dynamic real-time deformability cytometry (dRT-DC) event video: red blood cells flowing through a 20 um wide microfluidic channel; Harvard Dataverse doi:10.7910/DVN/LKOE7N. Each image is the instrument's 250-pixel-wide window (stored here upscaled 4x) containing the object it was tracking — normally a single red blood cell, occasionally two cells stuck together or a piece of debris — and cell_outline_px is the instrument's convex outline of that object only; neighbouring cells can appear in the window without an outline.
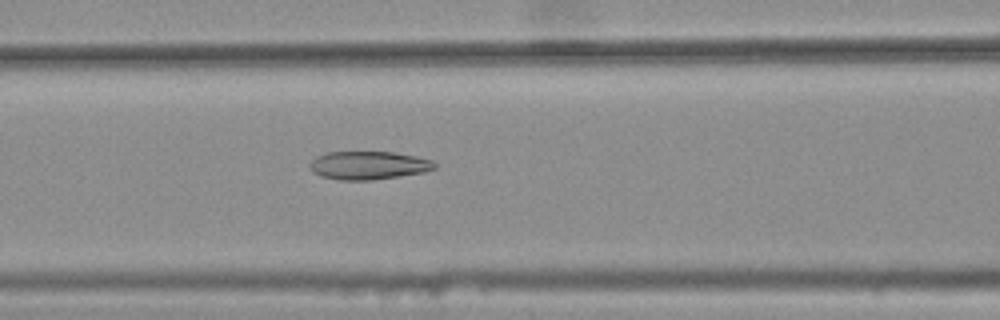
{"species": "common noctule bat (a hibernating species)", "species_latin": "Nyctalus noctula", "temperature_condition": "warm", "stored_images_in_passage": 46, "camera_frame_rate_fps": 3000, "um_per_image_px": 0.085, "animal": {"sex": "female", "body_mass_g": 25.1}, "frame": {"image": 1, "passage_image": 22, "time_ms": 7.0, "image_size_px": [1000, 320], "cell_outline_px": [[436, 168], [424, 172], [372, 180], [340, 180], [320, 176], [312, 172], [308, 164], [316, 156], [328, 152], [392, 152], [416, 156], [432, 160], [436, 164]], "centroid_in_image_um": [31.3, 14.05], "position_along_channel_um": 135.3, "area_um2": 20.58}}
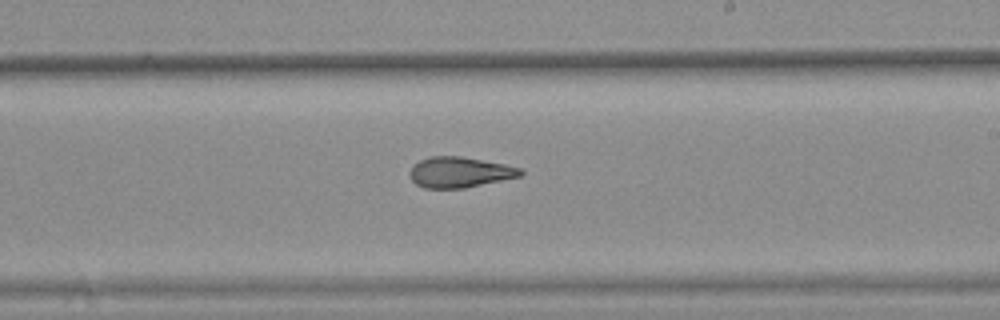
{"frame": {"image": 2, "passage_image": 31, "time_ms": 10.0, "image_size_px": [1000, 320], "cell_outline_px": [[524, 172], [520, 176], [464, 188], [424, 188], [416, 184], [412, 180], [408, 172], [412, 164], [428, 156], [460, 156], [504, 164], [520, 168]], "centroid_in_image_um": [39.01, 14.63], "position_along_channel_um": 250.0, "area_um2": 19.71}}
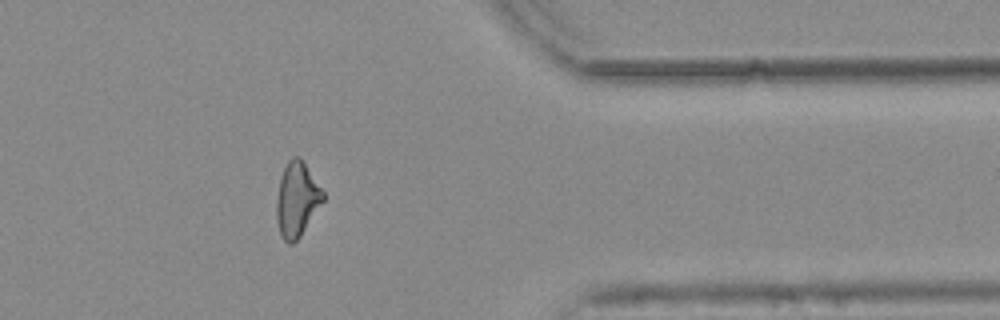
{"frame": {"image": 3, "passage_image": 43, "time_ms": 14.0, "image_size_px": [1000, 320], "cell_outline_px": [[324, 200], [300, 236], [292, 244], [288, 244], [280, 236], [276, 220], [276, 200], [280, 180], [284, 168], [288, 160], [292, 156], [300, 156], [324, 192]], "centroid_in_image_um": [25.22, 16.96], "position_along_channel_um": 386.2, "area_um2": 20.17}, "authors_computed_cell_mechanics": {"area_um2": 20.5768, "velocity_mm_per_s": 3.8265, "shape_relaxation_time_tau1_ms": null, "shape_relaxation_time_tau2_ms": 3.6428, "deformation_change_tau1": null, "deformation_change_tau2": 0.1208}}